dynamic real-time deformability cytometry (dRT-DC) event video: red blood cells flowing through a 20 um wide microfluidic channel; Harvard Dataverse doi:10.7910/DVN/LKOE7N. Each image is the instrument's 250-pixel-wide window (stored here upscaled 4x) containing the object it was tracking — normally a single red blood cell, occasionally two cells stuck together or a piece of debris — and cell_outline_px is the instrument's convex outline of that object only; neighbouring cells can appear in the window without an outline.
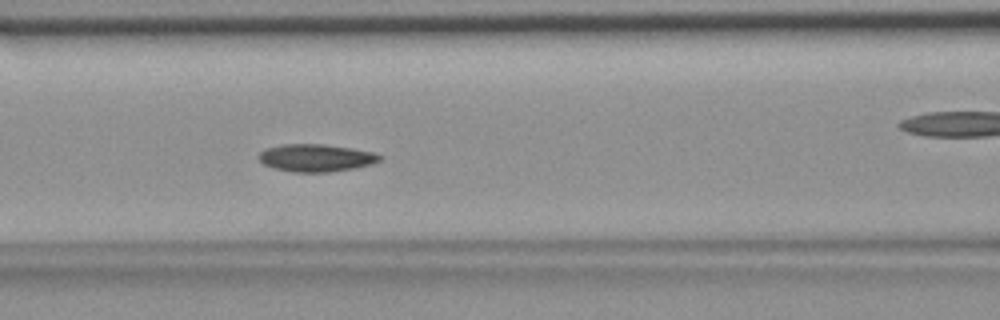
{"species": "common noctule bat (a hibernating species)", "species_latin": "Nyctalus noctula", "temperature_condition": "room temperature", "stored_images_in_passage": 57, "camera_frame_rate_fps": 3000, "um_per_image_px": 0.085, "animal": {"sex": "female", "body_mass_g": 18.4}, "frame": {"image": 1, "passage_image": 24, "time_ms": 7.667, "image_size_px": [1000, 320], "cell_outline_px": [[384, 156], [380, 160], [372, 164], [356, 168], [328, 172], [292, 172], [272, 168], [264, 164], [256, 156], [264, 148], [284, 144], [324, 144], [352, 148], [376, 152]], "centroid_in_image_um": [26.87, 13.41], "position_along_channel_um": 139.7, "area_um2": 19.71}}
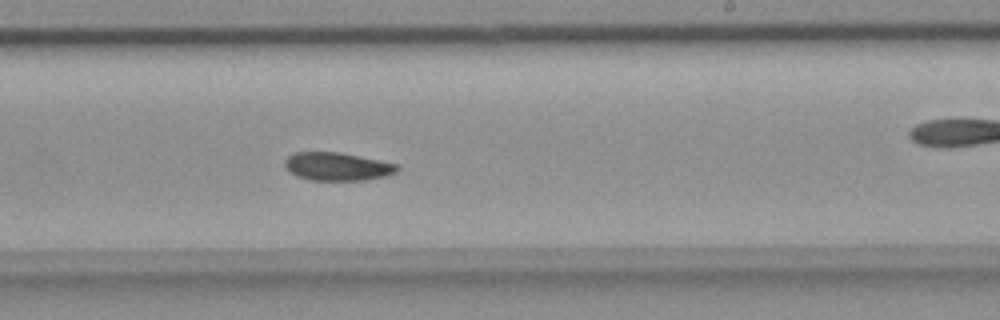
{"frame": {"image": 2, "passage_image": 34, "time_ms": 11.0, "image_size_px": [1000, 320], "cell_outline_px": [[400, 168], [396, 172], [384, 176], [364, 180], [312, 180], [296, 176], [284, 164], [284, 160], [292, 152], [340, 152], [380, 160], [396, 164]], "centroid_in_image_um": [28.66, 14.14], "position_along_channel_um": 260.3, "area_um2": 18.32}}
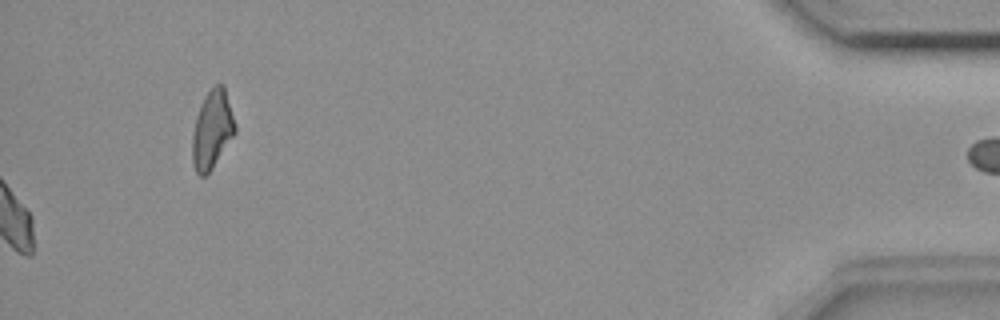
{"frame": {"image": 3, "passage_image": 57, "time_ms": 18.667, "image_size_px": [1000, 320], "cell_outline_px": [[236, 132], [212, 168], [204, 176], [200, 176], [196, 172], [192, 164], [192, 136], [196, 116], [208, 92], [216, 84], [224, 84], [236, 124]], "centroid_in_image_um": [18.04, 11.03], "position_along_channel_um": 417.2, "area_um2": 19.31}, "authors_computed_cell_mechanics": {"area_um2": 18.8428, "velocity_mm_per_s": 3.6438, "shape_relaxation_time_tau1_ms": 9.2748, "shape_relaxation_time_tau2_ms": 9.4695, "deformation_change_tau1": 0.1422, "deformation_change_tau2": 0.0906}}